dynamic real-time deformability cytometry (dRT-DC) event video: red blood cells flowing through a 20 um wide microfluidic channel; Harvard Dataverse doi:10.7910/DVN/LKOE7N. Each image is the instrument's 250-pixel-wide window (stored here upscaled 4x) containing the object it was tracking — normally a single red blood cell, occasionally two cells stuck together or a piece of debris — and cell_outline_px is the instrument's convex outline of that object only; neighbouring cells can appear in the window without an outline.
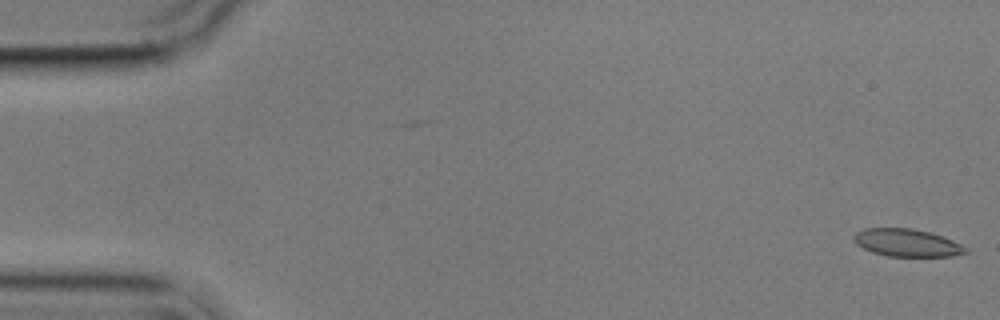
{"species": "common noctule bat (a hibernating species)", "species_latin": "Nyctalus noctula", "temperature_condition": "cold", "stored_images_in_passage": 4, "camera_frame_rate_fps": 3000, "um_per_image_px": 0.085, "animal": {"sex": "male", "body_mass_g": 17.9}, "frame": {"image": 1, "passage_image": 1, "time_ms": 0.0, "image_size_px": [1000, 320], "cell_outline_px": [[968, 252], [952, 256], [888, 256], [872, 252], [856, 244], [852, 240], [852, 236], [856, 232], [864, 228], [912, 228], [928, 232], [952, 240], [968, 248]], "centroid_in_image_um": [77.05, 20.63], "position_along_channel_um": 8.0, "area_um2": 17.92}}
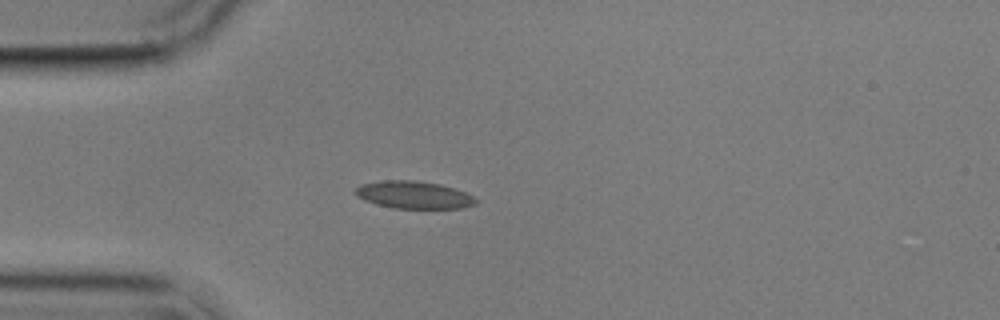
{"frame": {"image": 2, "passage_image": 4, "time_ms": 4.667, "image_size_px": [1000, 320], "cell_outline_px": [[480, 200], [476, 204], [464, 208], [396, 208], [376, 204], [364, 200], [356, 196], [352, 192], [360, 184], [384, 180], [412, 180], [440, 184], [456, 188]], "centroid_in_image_um": [35.17, 16.56], "position_along_channel_um": 49.8, "area_um2": 19.42}}